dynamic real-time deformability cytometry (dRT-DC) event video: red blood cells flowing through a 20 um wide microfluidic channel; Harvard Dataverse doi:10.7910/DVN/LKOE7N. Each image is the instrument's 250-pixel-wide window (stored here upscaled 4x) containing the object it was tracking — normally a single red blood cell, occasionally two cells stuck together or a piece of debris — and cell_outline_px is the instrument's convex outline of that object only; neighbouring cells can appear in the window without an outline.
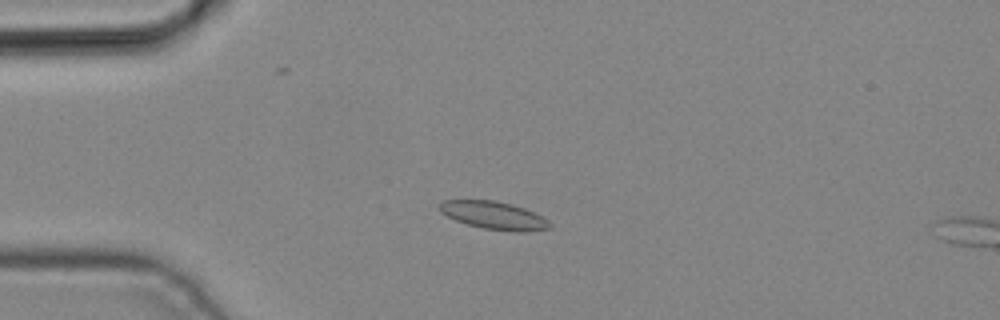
{"species": "common noctule bat (a hibernating species)", "species_latin": "Nyctalus noctula", "temperature_condition": "cold", "stored_images_in_passage": 3, "camera_frame_rate_fps": 3000, "um_per_image_px": 0.085, "animal": {"sex": "male", "body_mass_g": 19.2, "forearm_length_mm": 51.8}, "frame": {"image": 1, "passage_image": 2, "time_ms": 0.333, "image_size_px": [1000, 320], "cell_outline_px": [[552, 228], [524, 232], [516, 232], [484, 228], [468, 224], [456, 220], [440, 212], [440, 204], [444, 200], [496, 200], [512, 204], [524, 208], [548, 220], [552, 224]], "centroid_in_image_um": [42.01, 18.31], "position_along_channel_um": 43.0, "area_um2": 17.74}}